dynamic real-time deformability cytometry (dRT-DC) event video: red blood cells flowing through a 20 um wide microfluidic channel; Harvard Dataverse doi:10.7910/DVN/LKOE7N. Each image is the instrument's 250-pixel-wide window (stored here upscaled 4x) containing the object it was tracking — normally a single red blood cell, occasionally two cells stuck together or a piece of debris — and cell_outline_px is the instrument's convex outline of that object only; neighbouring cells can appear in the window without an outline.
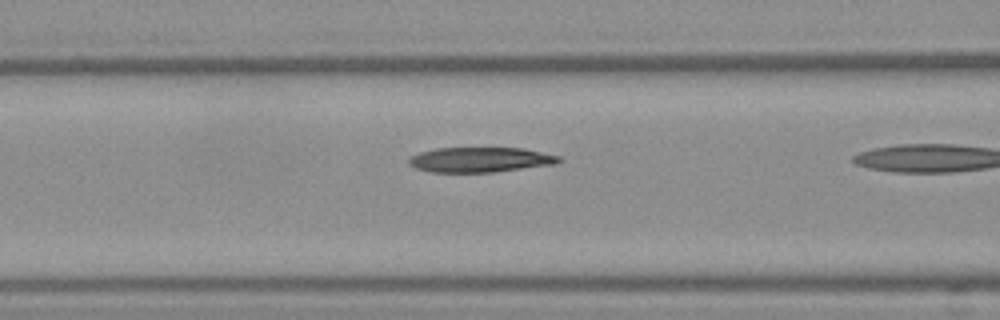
{"species": "Egyptian fruit bat (a non-hibernating species)", "species_latin": "Rousettus aegyptiacus", "temperature_condition": "warm", "stored_images_in_passage": 14, "camera_frame_rate_fps": 3000, "um_per_image_px": 0.085, "frame": {"image": 1, "passage_image": 10, "time_ms": 3.0, "image_size_px": [1000, 320], "cell_outline_px": [[564, 160], [556, 164], [492, 172], [428, 172], [416, 168], [408, 164], [408, 160], [412, 156], [420, 152], [436, 148], [524, 148], [560, 156]], "centroid_in_image_um": [40.84, 13.57], "position_along_channel_um": 125.8, "area_um2": 21.91}}